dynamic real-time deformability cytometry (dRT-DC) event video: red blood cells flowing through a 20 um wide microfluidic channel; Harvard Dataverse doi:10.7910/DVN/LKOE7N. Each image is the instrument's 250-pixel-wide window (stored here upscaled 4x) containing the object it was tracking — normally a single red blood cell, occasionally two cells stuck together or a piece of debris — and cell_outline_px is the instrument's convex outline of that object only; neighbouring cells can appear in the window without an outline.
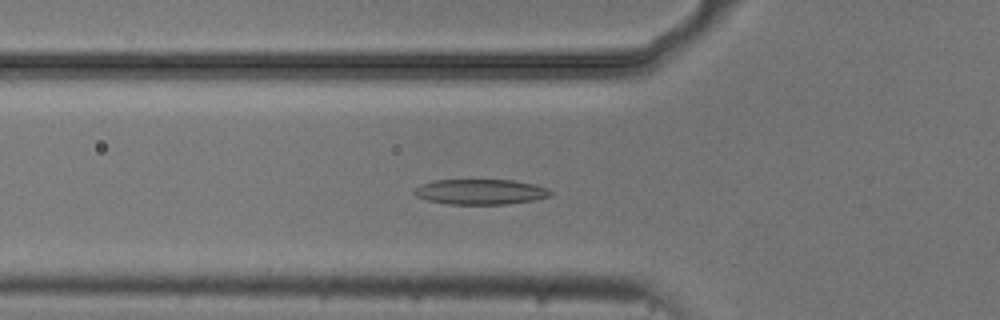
{"species": "common noctule bat (a hibernating species)", "species_latin": "Nyctalus noctula", "temperature_condition": "cold", "stored_images_in_passage": 23, "camera_frame_rate_fps": 3000, "um_per_image_px": 0.085, "animal": {"sex": "male", "body_mass_g": 20.5, "forearm_length_mm": 52.5}, "frame": {"image": 1, "passage_image": 13, "time_ms": 4.0, "image_size_px": [1000, 320], "cell_outline_px": [[552, 196], [532, 200], [508, 204], [448, 204], [428, 200], [416, 196], [412, 192], [412, 188], [420, 184], [432, 180], [512, 180], [532, 184], [548, 188], [552, 192]], "centroid_in_image_um": [40.79, 16.3], "position_along_channel_um": 85.0, "area_um2": 20.17}}
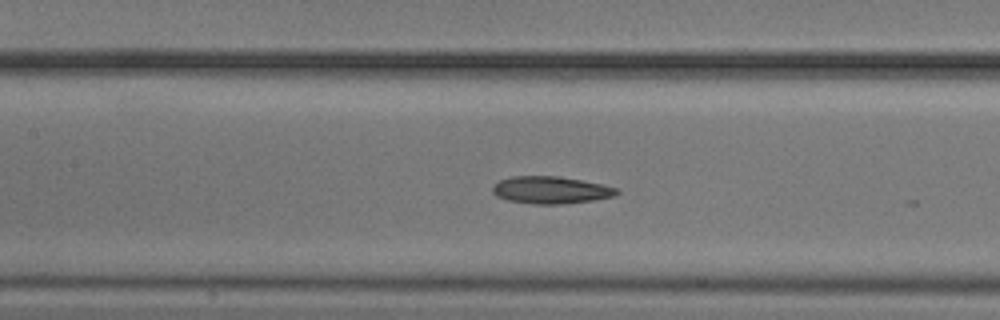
{"frame": {"image": 2, "passage_image": 19, "time_ms": 6.0, "image_size_px": [1000, 320], "cell_outline_px": [[620, 192], [616, 196], [592, 200], [560, 204], [532, 204], [508, 200], [496, 196], [492, 192], [492, 184], [500, 180], [512, 176], [556, 176], [604, 184], [620, 188]], "centroid_in_image_um": [46.83, 16.15], "position_along_channel_um": 160.6, "area_um2": 19.88}}
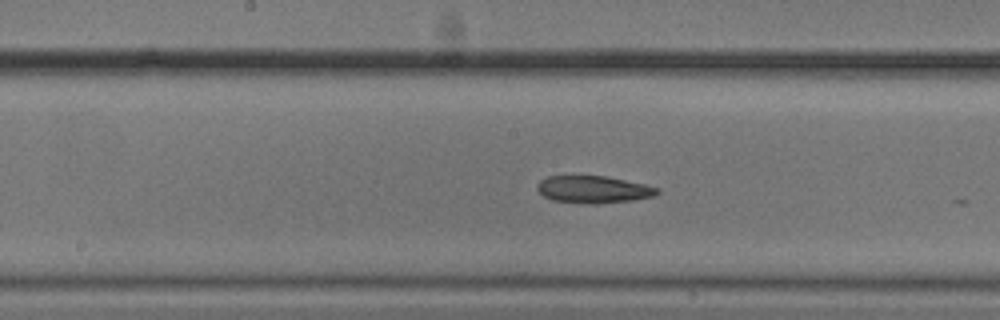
{"frame": {"image": 3, "passage_image": 22, "time_ms": 7.0, "image_size_px": [1000, 320], "cell_outline_px": [[660, 192], [652, 196], [632, 200], [596, 204], [588, 204], [552, 200], [544, 196], [536, 188], [540, 180], [548, 176], [604, 176], [644, 184], [660, 188]], "centroid_in_image_um": [50.43, 16.11], "position_along_channel_um": 197.8, "area_um2": 18.9}}